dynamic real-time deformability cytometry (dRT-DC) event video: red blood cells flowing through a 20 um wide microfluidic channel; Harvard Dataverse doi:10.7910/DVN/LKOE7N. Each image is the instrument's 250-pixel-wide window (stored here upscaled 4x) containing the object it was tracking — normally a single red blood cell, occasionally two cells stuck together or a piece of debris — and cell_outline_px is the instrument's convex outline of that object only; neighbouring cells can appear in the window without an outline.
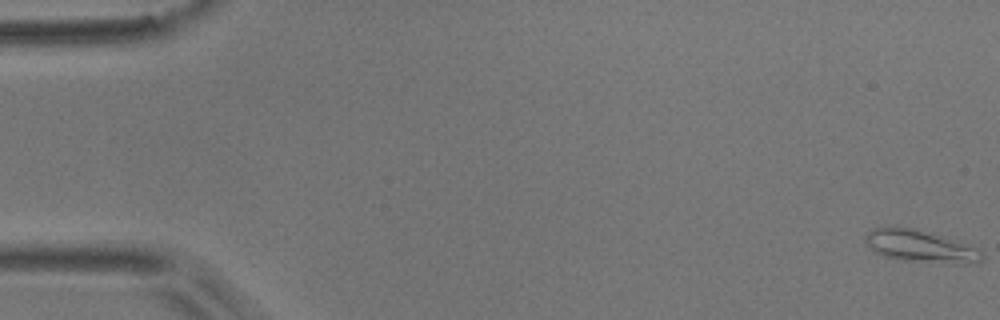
{"species": "common noctule bat (a hibernating species)", "species_latin": "Nyctalus noctula", "temperature_condition": "room temperature", "stored_images_in_passage": 55, "camera_frame_rate_fps": 3000, "um_per_image_px": 0.085, "animal": {"sex": "male", "body_mass_g": 17.9}, "frame": {"image": 1, "passage_image": 1, "time_ms": 0.0, "image_size_px": [1000, 320], "cell_outline_px": [[984, 256], [980, 260], [964, 264], [956, 264], [896, 260], [884, 256], [876, 252], [864, 240], [864, 236], [872, 228], [896, 224], [916, 228], [932, 232], [980, 248], [984, 252]], "centroid_in_image_um": [78.22, 20.9], "position_along_channel_um": 6.8, "area_um2": 22.66}}
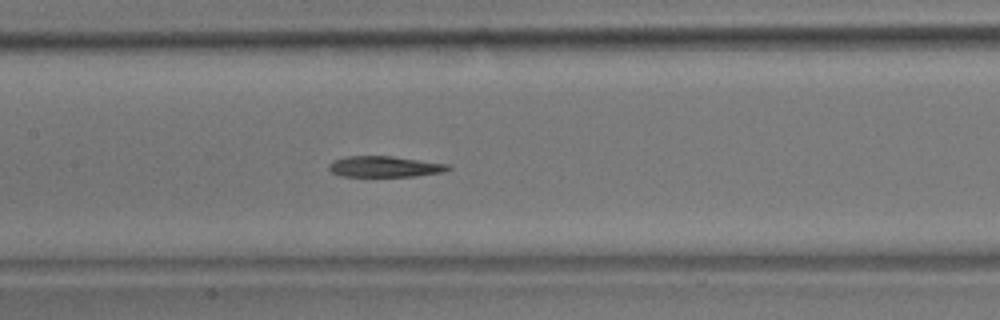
{"frame": {"image": 2, "passage_image": 26, "time_ms": 8.333, "image_size_px": [1000, 320], "cell_outline_px": [[452, 168], [444, 172], [416, 176], [340, 176], [332, 172], [328, 168], [328, 164], [332, 160], [348, 156], [392, 156], [448, 164]], "centroid_in_image_um": [32.68, 14.16], "position_along_channel_um": 174.7, "area_um2": 14.57}}
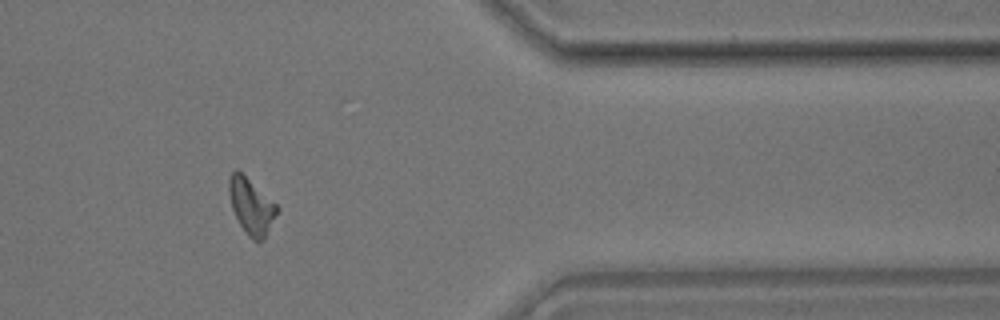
{"frame": {"image": 3, "passage_image": 45, "time_ms": 14.667, "image_size_px": [1000, 320], "cell_outline_px": [[280, 208], [264, 236], [260, 240], [252, 240], [248, 236], [240, 224], [232, 208], [228, 192], [228, 180], [232, 172], [236, 168], [276, 204]], "centroid_in_image_um": [21.33, 17.5], "position_along_channel_um": 390.1, "area_um2": 15.14}, "authors_computed_cell_mechanics": {"area_um2": 15.6638, "velocity_mm_per_s": 3.7382, "shape_relaxation_time_tau1_ms": null, "shape_relaxation_time_tau2_ms": 10.9465, "deformation_change_tau1": null, "deformation_change_tau2": 0.25}}